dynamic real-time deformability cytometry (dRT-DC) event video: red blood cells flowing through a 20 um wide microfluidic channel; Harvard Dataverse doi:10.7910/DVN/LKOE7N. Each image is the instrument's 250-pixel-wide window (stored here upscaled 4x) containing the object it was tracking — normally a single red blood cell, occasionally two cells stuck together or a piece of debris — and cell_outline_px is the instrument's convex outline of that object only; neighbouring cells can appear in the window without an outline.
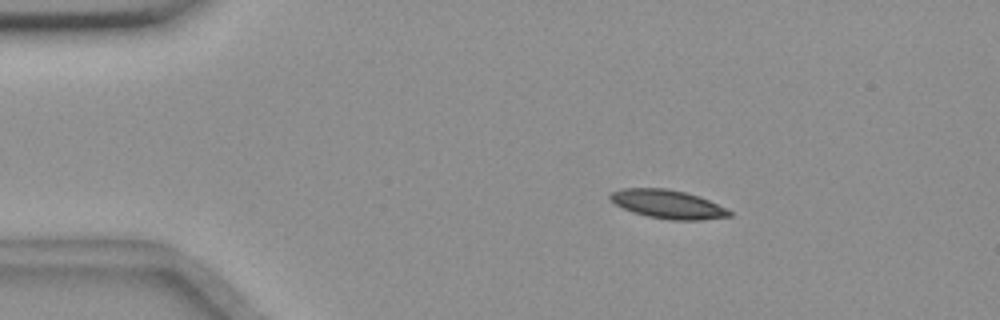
{"species": "common noctule bat (a hibernating species)", "species_latin": "Nyctalus noctula", "temperature_condition": "room temperature", "stored_images_in_passage": 5, "camera_frame_rate_fps": 3000, "um_per_image_px": 0.085, "animal": {"sex": "female", "body_mass_g": 18.4}, "frame": {"image": 1, "passage_image": 2, "time_ms": 1.0, "image_size_px": [1000, 320], "cell_outline_px": [[732, 216], [704, 220], [672, 220], [648, 216], [632, 212], [608, 200], [608, 196], [612, 192], [620, 188], [668, 188], [700, 196], [732, 212]], "centroid_in_image_um": [56.73, 17.35], "position_along_channel_um": 28.3, "area_um2": 19.88}}